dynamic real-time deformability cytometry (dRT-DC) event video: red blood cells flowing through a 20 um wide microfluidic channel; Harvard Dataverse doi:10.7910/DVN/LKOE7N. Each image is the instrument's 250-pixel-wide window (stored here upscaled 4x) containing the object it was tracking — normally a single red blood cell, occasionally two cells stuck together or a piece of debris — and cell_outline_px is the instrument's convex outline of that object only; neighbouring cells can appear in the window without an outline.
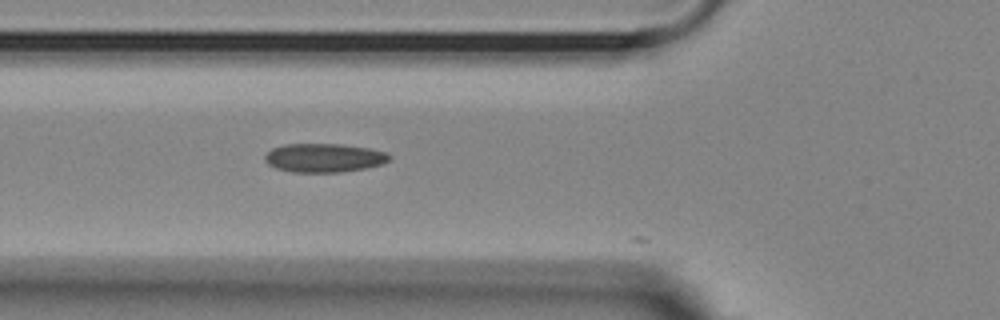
{"species": "Egyptian fruit bat (a non-hibernating species)", "species_latin": "Rousettus aegyptiacus", "temperature_condition": "room temperature", "stored_images_in_passage": 38, "camera_frame_rate_fps": 3000, "um_per_image_px": 0.085, "animal": {"sex": "female"}, "frame": {"image": 1, "passage_image": 2, "time_ms": 0.333, "image_size_px": [1000, 320], "cell_outline_px": [[392, 156], [388, 160], [380, 164], [364, 168], [340, 172], [292, 172], [276, 168], [268, 164], [264, 160], [264, 156], [272, 148], [284, 144], [340, 144], [368, 148], [388, 152]], "centroid_in_image_um": [27.52, 13.41], "position_along_channel_um": 98.3, "area_um2": 20.81}}
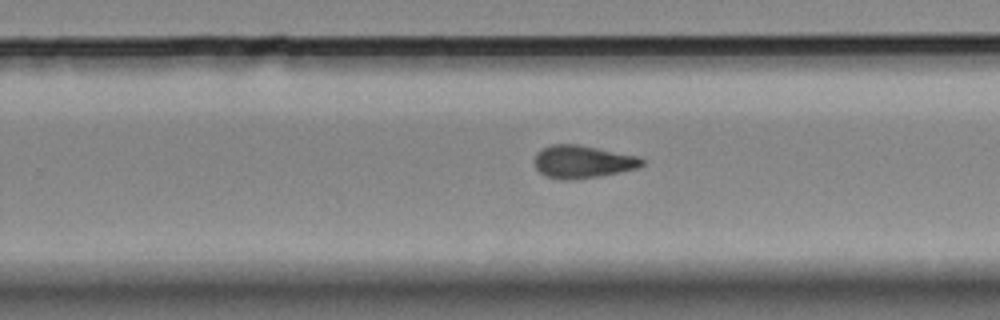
{"frame": {"image": 2, "passage_image": 17, "time_ms": 5.333, "image_size_px": [1000, 320], "cell_outline_px": [[644, 164], [640, 168], [600, 176], [572, 180], [560, 180], [548, 176], [540, 172], [536, 168], [536, 152], [552, 144], [576, 144], [640, 156], [644, 160]], "centroid_in_image_um": [49.58, 13.75], "position_along_channel_um": 280.2, "area_um2": 20.52}}
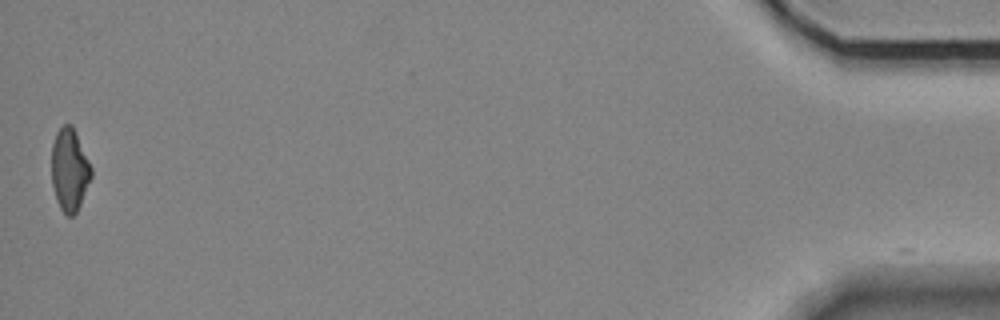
{"frame": {"image": 3, "passage_image": 37, "time_ms": 12.0, "image_size_px": [1000, 320], "cell_outline_px": [[92, 176], [80, 204], [76, 212], [72, 216], [68, 216], [60, 208], [52, 184], [52, 144], [56, 132], [64, 124], [72, 124], [92, 168]], "centroid_in_image_um": [5.91, 14.41], "position_along_channel_um": 429.3, "area_um2": 18.84}, "authors_computed_cell_mechanics": {"area_um2": 20.0566, "velocity_mm_per_s": 3.629, "shape_relaxation_time_tau1_ms": null, "shape_relaxation_time_tau2_ms": 2.0855, "deformation_change_tau1": null, "deformation_change_tau2": 0.0648}}